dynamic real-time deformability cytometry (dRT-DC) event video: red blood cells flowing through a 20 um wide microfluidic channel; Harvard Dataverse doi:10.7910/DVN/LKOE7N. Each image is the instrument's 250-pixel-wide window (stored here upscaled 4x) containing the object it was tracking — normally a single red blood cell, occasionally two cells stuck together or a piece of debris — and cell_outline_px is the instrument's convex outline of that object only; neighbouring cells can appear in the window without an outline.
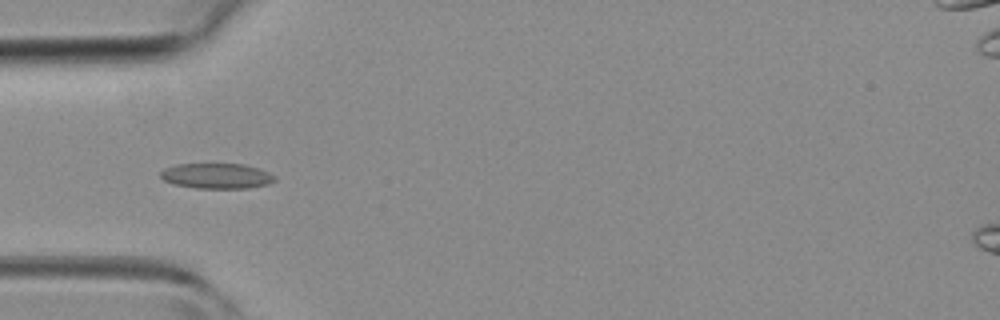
{"species": "common noctule bat (a hibernating species)", "species_latin": "Nyctalus noctula", "temperature_condition": "room temperature", "stored_images_in_passage": 1, "camera_frame_rate_fps": 3000, "um_per_image_px": 0.085, "animal": {"sex": "female", "body_mass_g": 19.3, "forearm_length_mm": 54.1}, "frame": {"image": 1, "passage_image": 1, "time_ms": 0.0, "image_size_px": [1000, 320], "cell_outline_px": [[276, 180], [268, 184], [248, 188], [196, 188], [172, 184], [164, 180], [160, 176], [160, 172], [164, 168], [176, 164], [244, 164], [268, 172], [276, 176]], "centroid_in_image_um": [18.4, 14.95], "position_along_channel_um": 66.6, "area_um2": 16.88}}